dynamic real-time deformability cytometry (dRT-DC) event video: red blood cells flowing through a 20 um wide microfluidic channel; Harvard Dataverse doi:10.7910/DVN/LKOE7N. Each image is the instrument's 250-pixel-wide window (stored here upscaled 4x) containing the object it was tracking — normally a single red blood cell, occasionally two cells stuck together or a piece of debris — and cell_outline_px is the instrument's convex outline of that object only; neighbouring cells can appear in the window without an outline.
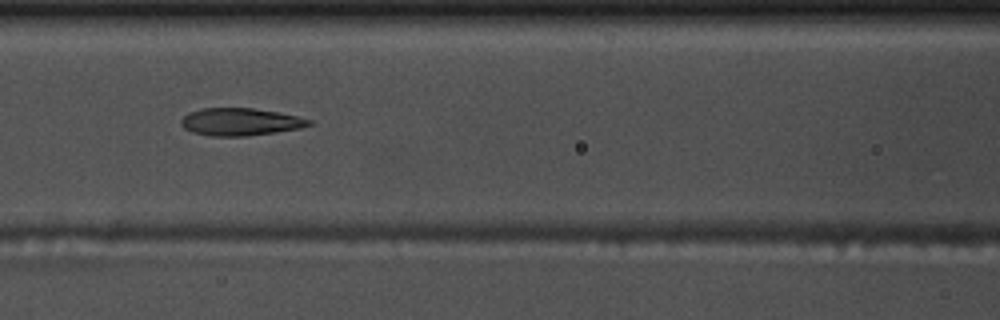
{"species": "common noctule bat (a hibernating species)", "species_latin": "Nyctalus noctula", "temperature_condition": "warm", "stored_images_in_passage": 8, "camera_frame_rate_fps": 3000, "um_per_image_px": 0.085, "animal": {"sex": "male", "body_mass_g": 17.5, "forearm_length_mm": 52.3}, "frame": {"image": 1, "passage_image": 5, "time_ms": 1.333, "image_size_px": [1000, 320], "cell_outline_px": [[312, 124], [300, 128], [244, 136], [212, 136], [192, 132], [184, 128], [180, 124], [180, 120], [188, 112], [200, 108], [252, 108], [276, 112], [296, 116], [312, 120]], "centroid_in_image_um": [20.37, 10.35], "position_along_channel_um": 146.2, "area_um2": 20.29}}
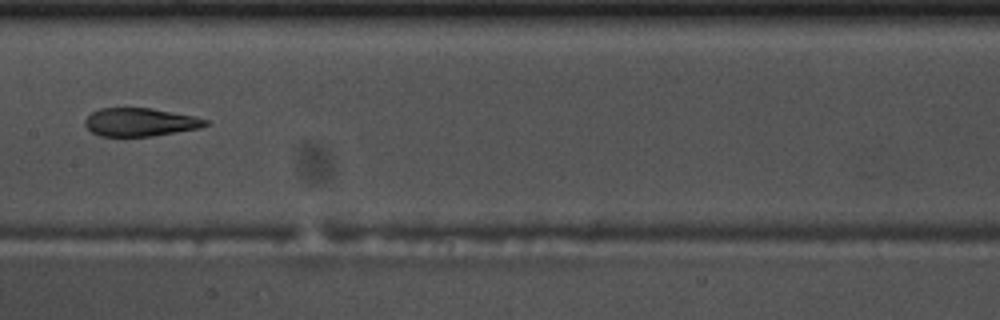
{"frame": {"image": 2, "passage_image": 6, "time_ms": 1.667, "image_size_px": [1000, 320], "cell_outline_px": [[208, 124], [200, 128], [152, 136], [100, 136], [92, 132], [84, 124], [84, 120], [92, 112], [100, 108], [152, 108], [192, 116], [208, 120]], "centroid_in_image_um": [11.89, 10.38], "position_along_channel_um": 195.5, "area_um2": 19.65}}